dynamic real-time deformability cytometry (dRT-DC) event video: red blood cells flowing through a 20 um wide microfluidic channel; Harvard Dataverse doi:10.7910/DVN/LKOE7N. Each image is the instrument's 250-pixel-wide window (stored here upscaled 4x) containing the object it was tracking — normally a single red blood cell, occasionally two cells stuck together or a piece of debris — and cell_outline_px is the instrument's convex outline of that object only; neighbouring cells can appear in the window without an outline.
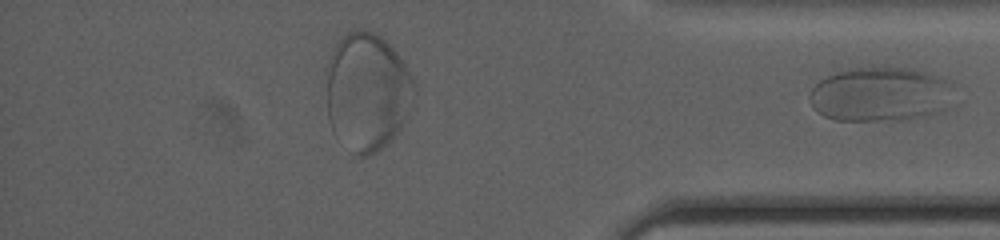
{"species": "human", "species_latin": "Homo sapiens", "temperature_condition": "cold", "stored_images_in_passage": 33, "segment_of_instrument_passage": [2, 2], "camera_frame_rate_fps": 3000, "um_per_image_px": 0.085, "donor": {"sex": "female"}, "frame": {"image": 1, "passage_image": 33, "time_ms": 10.667, "image_size_px": [1000, 240], "cell_outline_px": [[952, 80], [944, 108], [928, 116], [908, 120], [836, 120], [824, 116], [812, 108], [808, 96], [812, 88], [820, 80], [828, 76], [840, 72], [860, 68], [912, 68], [940, 76]], "centroid_in_image_um": [74.79, 8.03], "position_along_channel_um": 360.4, "area_um2": 45.32}}